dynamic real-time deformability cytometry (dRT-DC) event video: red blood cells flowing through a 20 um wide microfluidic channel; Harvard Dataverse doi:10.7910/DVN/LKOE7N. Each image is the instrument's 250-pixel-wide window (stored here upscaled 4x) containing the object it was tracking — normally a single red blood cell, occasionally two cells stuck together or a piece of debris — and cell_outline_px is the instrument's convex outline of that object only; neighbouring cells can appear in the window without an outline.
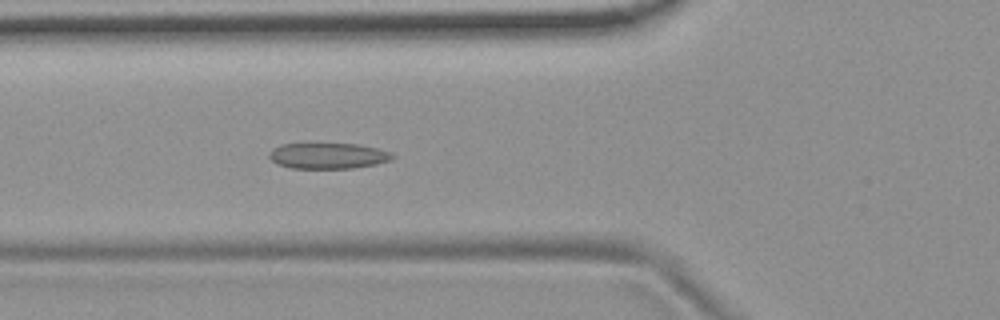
{"species": "common noctule bat (a hibernating species)", "species_latin": "Nyctalus noctula", "temperature_condition": "room temperature", "stored_images_in_passage": 6, "camera_frame_rate_fps": 3000, "um_per_image_px": 0.085, "animal": {"sex": "female", "body_mass_g": 19.9}, "frame": {"image": 1, "passage_image": 6, "time_ms": 6.333, "image_size_px": [1000, 320], "cell_outline_px": [[396, 156], [392, 160], [376, 164], [352, 168], [292, 168], [276, 164], [268, 156], [268, 152], [272, 148], [280, 144], [356, 144], [380, 148], [392, 152]], "centroid_in_image_um": [27.9, 13.24], "position_along_channel_um": 97.9, "area_um2": 18.73}}